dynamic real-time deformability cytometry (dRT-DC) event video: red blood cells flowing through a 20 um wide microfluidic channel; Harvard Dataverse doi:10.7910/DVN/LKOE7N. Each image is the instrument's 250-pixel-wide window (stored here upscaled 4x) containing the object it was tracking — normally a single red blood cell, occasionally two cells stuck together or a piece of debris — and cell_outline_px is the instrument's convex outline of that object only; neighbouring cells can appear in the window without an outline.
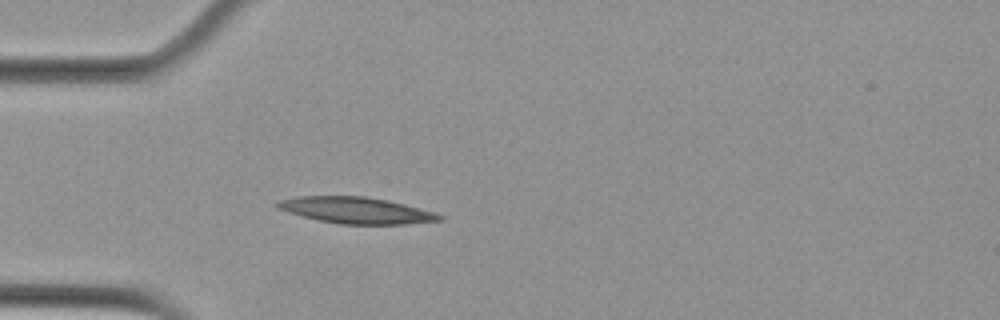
{"species": "Egyptian fruit bat (a non-hibernating species)", "species_latin": "Rousettus aegyptiacus", "temperature_condition": "cold", "stored_images_in_passage": 3, "camera_frame_rate_fps": 3000, "um_per_image_px": 0.085, "animal": {"sex": "female"}, "frame": {"image": 1, "passage_image": 3, "time_ms": 0.667, "image_size_px": [1000, 320], "cell_outline_px": [[444, 220], [404, 224], [340, 224], [320, 220], [288, 212], [276, 208], [272, 204], [280, 200], [300, 196], [364, 196], [388, 200], [436, 212], [444, 216]], "centroid_in_image_um": [30.29, 17.87], "position_along_channel_um": 54.7, "area_um2": 24.85}}